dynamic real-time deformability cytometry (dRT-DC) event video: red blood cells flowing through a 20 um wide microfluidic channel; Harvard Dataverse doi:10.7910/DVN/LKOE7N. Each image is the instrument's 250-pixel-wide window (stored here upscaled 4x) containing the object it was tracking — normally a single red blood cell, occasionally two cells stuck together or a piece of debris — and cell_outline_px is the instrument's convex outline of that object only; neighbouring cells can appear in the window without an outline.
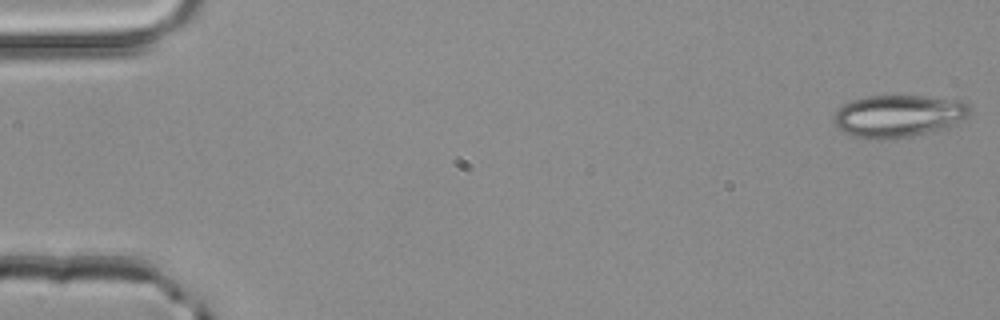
{"species": "common noctule bat (a hibernating species)", "species_latin": "Nyctalus noctula", "temperature_condition": "room temperature", "stored_images_in_passage": 51, "camera_frame_rate_fps": 3000, "um_per_image_px": 0.085, "animal": {"sex": "male", "body_mass_g": 20.4}, "frame": {"image": 1, "passage_image": 1, "time_ms": 0.0, "image_size_px": [1000, 320], "cell_outline_px": [[972, 112], [948, 128], [908, 136], [884, 140], [872, 140], [852, 136], [836, 128], [832, 120], [836, 112], [844, 104], [852, 100], [868, 96], [924, 96], [964, 100], [968, 104]], "centroid_in_image_um": [76.35, 9.86], "position_along_channel_um": 8.6, "area_um2": 33.76}}
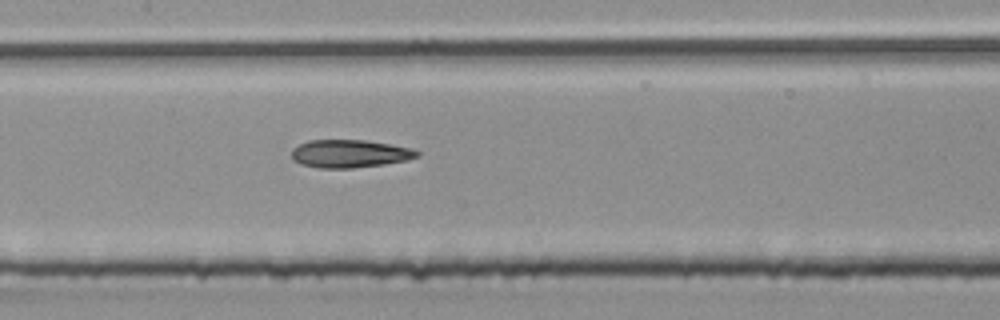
{"frame": {"image": 2, "passage_image": 25, "time_ms": 8.0, "image_size_px": [1000, 320], "cell_outline_px": [[420, 156], [408, 160], [384, 164], [352, 168], [320, 168], [300, 164], [292, 160], [292, 148], [308, 140], [364, 140], [412, 148], [420, 152]], "centroid_in_image_um": [29.72, 13.06], "position_along_channel_um": 177.7, "area_um2": 20.46}}
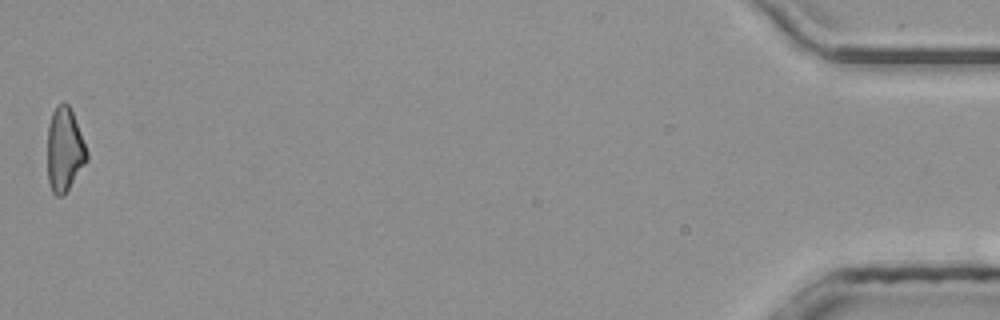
{"frame": {"image": 3, "passage_image": 51, "time_ms": 16.667, "image_size_px": [1000, 320], "cell_outline_px": [[88, 160], [68, 188], [60, 196], [56, 196], [52, 192], [48, 180], [48, 124], [52, 112], [56, 104], [64, 100], [68, 104], [72, 112], [88, 152]], "centroid_in_image_um": [5.47, 12.67], "position_along_channel_um": 429.7, "area_um2": 19.13}, "authors_computed_cell_mechanics": {"area_um2": 20.4612, "velocity_mm_per_s": 4.0764, "shape_relaxation_time_tau1_ms": null, "shape_relaxation_time_tau2_ms": 4.3479, "deformation_change_tau1": null, "deformation_change_tau2": 0.1467}}